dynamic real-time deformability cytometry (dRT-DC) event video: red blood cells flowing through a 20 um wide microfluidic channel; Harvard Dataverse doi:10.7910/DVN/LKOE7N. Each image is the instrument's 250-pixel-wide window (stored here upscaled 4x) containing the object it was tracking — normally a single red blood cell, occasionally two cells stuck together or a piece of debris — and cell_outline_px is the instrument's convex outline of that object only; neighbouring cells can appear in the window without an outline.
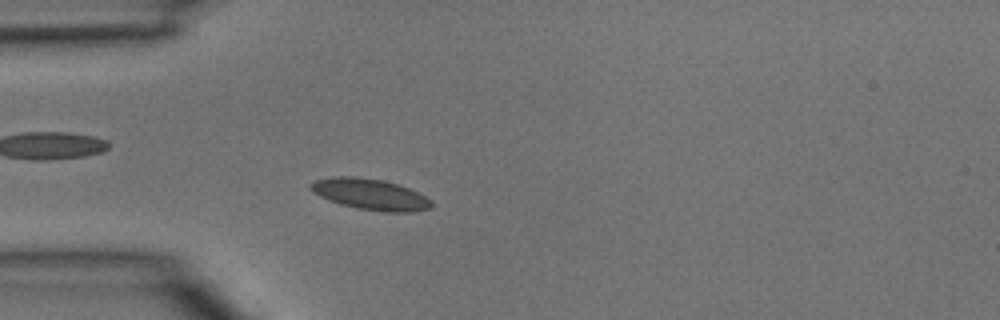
{"species": "common noctule bat (a hibernating species)", "species_latin": "Nyctalus noctula", "temperature_condition": "room temperature", "stored_images_in_passage": 2, "camera_frame_rate_fps": 3000, "um_per_image_px": 0.085, "animal": {"sex": "male", "body_mass_g": 15.6}, "frame": {"image": 1, "passage_image": 2, "time_ms": 0.333, "image_size_px": [1000, 320], "cell_outline_px": [[432, 208], [412, 212], [384, 212], [356, 208], [340, 204], [328, 200], [312, 192], [308, 188], [316, 180], [336, 176], [352, 176], [384, 180], [408, 188], [432, 200]], "centroid_in_image_um": [31.47, 16.53], "position_along_channel_um": 53.5, "area_um2": 21.79}}